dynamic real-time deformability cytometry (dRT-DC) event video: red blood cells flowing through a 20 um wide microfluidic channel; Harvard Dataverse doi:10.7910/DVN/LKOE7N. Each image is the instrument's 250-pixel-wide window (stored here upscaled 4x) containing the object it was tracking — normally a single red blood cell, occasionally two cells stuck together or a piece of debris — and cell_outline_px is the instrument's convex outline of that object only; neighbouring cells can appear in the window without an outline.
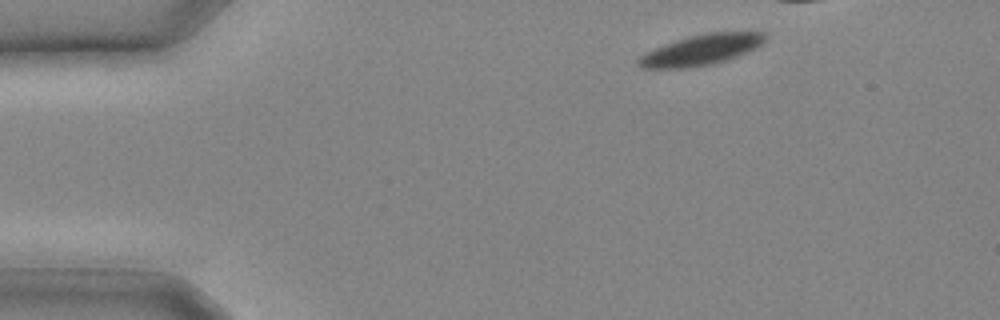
{"species": "common noctule bat (a hibernating species)", "species_latin": "Nyctalus noctula", "temperature_condition": "cold", "stored_images_in_passage": 8, "camera_frame_rate_fps": 3000, "um_per_image_px": 0.085, "animal": {"sex": "male", "body_mass_g": 20.4}, "frame": {"image": 1, "passage_image": 1, "time_ms": 0.0, "image_size_px": [1000, 320], "cell_outline_px": [[768, 36], [756, 48], [736, 56], [712, 64], [688, 68], [640, 68], [636, 64], [636, 60], [640, 56], [664, 44], [688, 36], [708, 32], [764, 32]], "centroid_in_image_um": [59.58, 4.24], "position_along_channel_um": 25.4, "area_um2": 22.37}}
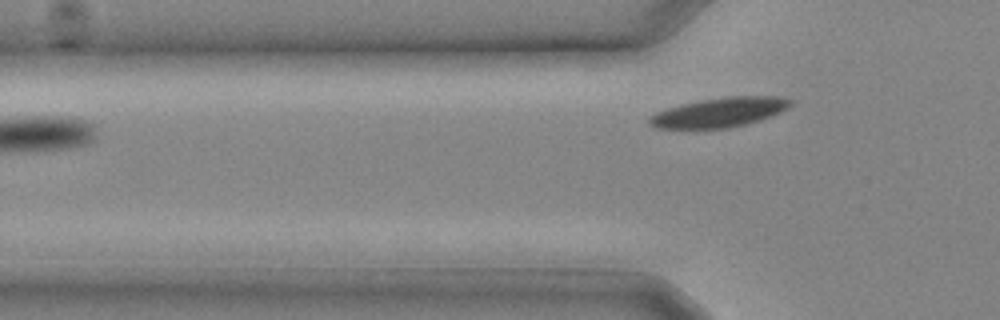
{"frame": {"image": 2, "passage_image": 8, "time_ms": 2.333, "image_size_px": [1000, 320], "cell_outline_px": [[792, 104], [788, 108], [772, 116], [760, 120], [728, 128], [656, 128], [648, 124], [648, 116], [656, 112], [668, 108], [684, 104], [704, 100], [728, 96], [776, 96], [792, 100]], "centroid_in_image_um": [61.16, 9.55], "position_along_channel_um": 64.6, "area_um2": 24.04}}